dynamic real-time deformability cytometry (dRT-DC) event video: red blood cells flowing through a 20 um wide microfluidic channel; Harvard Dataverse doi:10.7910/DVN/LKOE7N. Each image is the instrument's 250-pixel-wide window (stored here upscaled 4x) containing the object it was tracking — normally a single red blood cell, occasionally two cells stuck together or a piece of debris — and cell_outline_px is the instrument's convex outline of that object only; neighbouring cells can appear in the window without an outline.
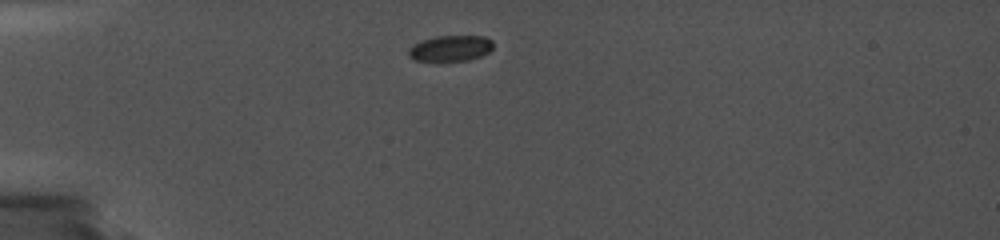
{"species": "common noctule bat (a hibernating species)", "species_latin": "Nyctalus noctula", "temperature_condition": "cold", "stored_images_in_passage": 2, "camera_frame_rate_fps": 5000, "um_per_image_px": 0.085, "animal": {"sex": "female", "body_mass_g": 19.0, "forearm_length_mm": 56.7}, "frame": {"image": 1, "passage_image": 1, "time_ms": 0.0, "image_size_px": [1000, 240], "cell_outline_px": [[492, 48], [488, 52], [480, 56], [468, 60], [436, 64], [412, 60], [408, 56], [408, 48], [412, 44], [420, 40], [436, 36], [484, 36], [492, 40]], "centroid_in_image_um": [38.19, 4.16], "position_along_channel_um": 46.8, "area_um2": 13.53}}